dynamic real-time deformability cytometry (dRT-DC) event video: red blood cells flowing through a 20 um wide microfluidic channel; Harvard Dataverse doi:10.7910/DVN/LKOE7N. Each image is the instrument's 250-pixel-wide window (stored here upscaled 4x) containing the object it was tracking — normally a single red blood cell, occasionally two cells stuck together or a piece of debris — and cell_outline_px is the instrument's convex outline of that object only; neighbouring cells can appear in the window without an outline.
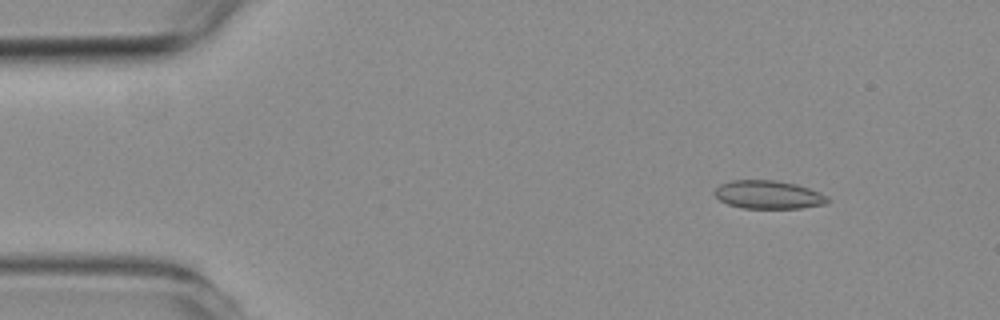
{"species": "common noctule bat (a hibernating species)", "species_latin": "Nyctalus noctula", "temperature_condition": "room temperature", "stored_images_in_passage": 4, "camera_frame_rate_fps": 3000, "um_per_image_px": 0.085, "animal": {"sex": "female", "body_mass_g": 19.3, "forearm_length_mm": 54.1}, "frame": {"image": 1, "passage_image": 2, "time_ms": 1.333, "image_size_px": [1000, 320], "cell_outline_px": [[832, 200], [828, 204], [800, 208], [740, 208], [728, 204], [720, 200], [712, 192], [720, 184], [732, 180], [776, 180], [796, 184], [820, 192], [828, 196]], "centroid_in_image_um": [65.34, 16.55], "position_along_channel_um": 19.7, "area_um2": 18.84}}